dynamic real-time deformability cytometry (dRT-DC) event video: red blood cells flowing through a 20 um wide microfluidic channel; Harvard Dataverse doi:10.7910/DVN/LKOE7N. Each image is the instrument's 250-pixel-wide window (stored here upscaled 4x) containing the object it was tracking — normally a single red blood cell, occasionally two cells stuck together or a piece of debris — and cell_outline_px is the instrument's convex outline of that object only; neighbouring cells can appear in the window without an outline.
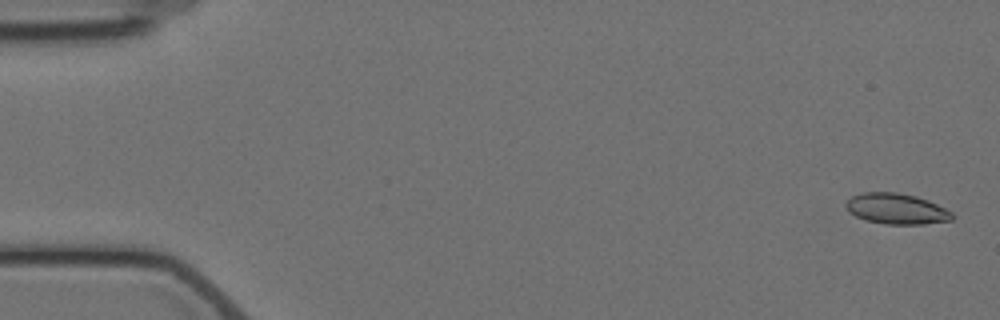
{"species": "Egyptian fruit bat (a non-hibernating species)", "species_latin": "Rousettus aegyptiacus", "temperature_condition": "cold", "stored_images_in_passage": 7, "camera_frame_rate_fps": 3000, "um_per_image_px": 0.085, "animal": {"sex": "female"}, "frame": {"image": 1, "passage_image": 1, "time_ms": 0.0, "image_size_px": [1000, 320], "cell_outline_px": [[956, 216], [952, 220], [924, 224], [884, 224], [864, 220], [848, 212], [844, 204], [852, 196], [864, 192], [896, 192], [916, 196], [928, 200], [952, 212]], "centroid_in_image_um": [76.19, 17.75], "position_along_channel_um": 8.8, "area_um2": 19.13}}
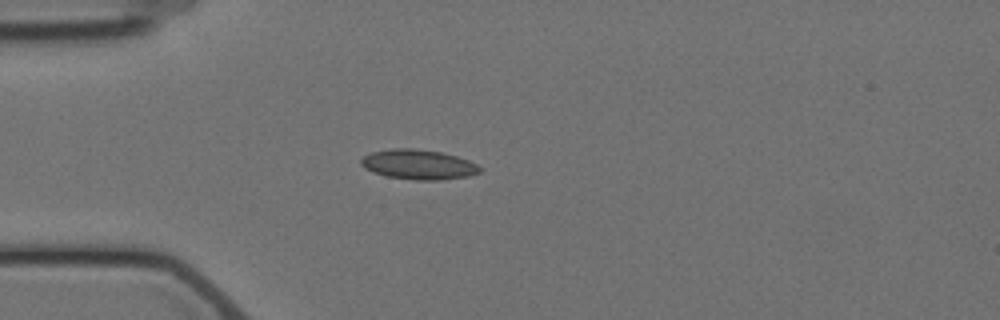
{"frame": {"image": 2, "passage_image": 5, "time_ms": 4.667, "image_size_px": [1000, 320], "cell_outline_px": [[480, 172], [468, 176], [440, 180], [412, 180], [388, 176], [372, 172], [364, 168], [360, 164], [360, 160], [364, 156], [372, 152], [392, 148], [416, 148], [444, 152], [468, 160], [476, 164], [480, 168]], "centroid_in_image_um": [35.54, 13.97], "position_along_channel_um": 49.5, "area_um2": 20.75}}
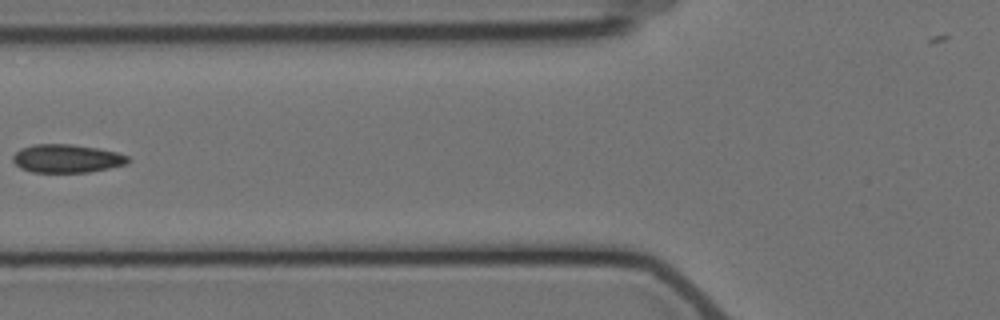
{"frame": {"image": 3, "passage_image": 7, "time_ms": 7.0, "image_size_px": [1000, 320], "cell_outline_px": [[132, 160], [128, 164], [88, 172], [32, 172], [20, 168], [12, 160], [12, 156], [20, 148], [32, 144], [72, 144], [96, 148], [116, 152], [128, 156]], "centroid_in_image_um": [5.67, 13.47], "position_along_channel_um": 120.1, "area_um2": 19.07}}